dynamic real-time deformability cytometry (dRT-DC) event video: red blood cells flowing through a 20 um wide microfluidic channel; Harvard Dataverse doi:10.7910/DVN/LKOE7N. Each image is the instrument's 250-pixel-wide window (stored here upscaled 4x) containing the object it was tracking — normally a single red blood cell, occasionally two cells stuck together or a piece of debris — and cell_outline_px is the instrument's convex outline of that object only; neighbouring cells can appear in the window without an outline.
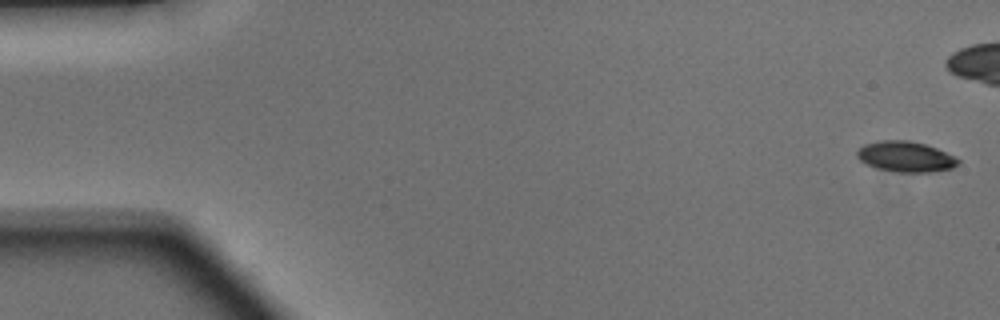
{"species": "Egyptian fruit bat (a non-hibernating species)", "species_latin": "Rousettus aegyptiacus", "temperature_condition": "warm", "stored_images_in_passage": 32, "camera_frame_rate_fps": 3000, "um_per_image_px": 0.085, "animal": {"sex": "male"}, "frame": {"image": 1, "passage_image": 1, "time_ms": 0.0, "image_size_px": [1000, 320], "cell_outline_px": [[960, 164], [952, 168], [928, 172], [900, 172], [876, 168], [864, 164], [856, 156], [856, 152], [864, 144], [880, 140], [908, 140], [924, 144], [936, 148], [960, 160]], "centroid_in_image_um": [76.94, 13.31], "position_along_channel_um": 8.1, "area_um2": 17.92}}
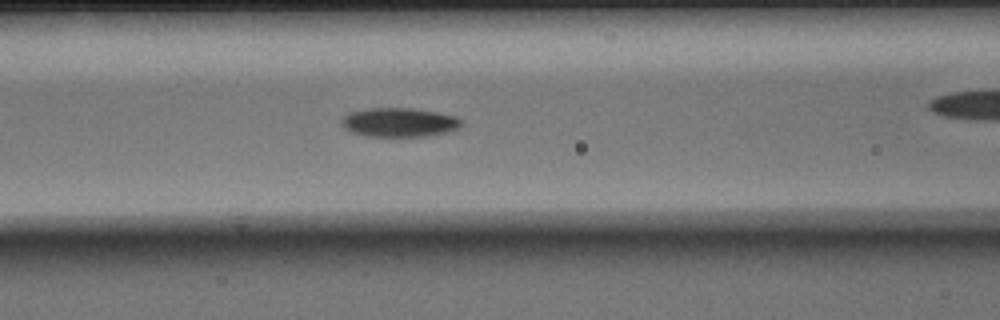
{"frame": {"image": 2, "passage_image": 20, "time_ms": 6.333, "image_size_px": [1000, 320], "cell_outline_px": [[460, 124], [456, 128], [448, 132], [424, 136], [368, 136], [352, 132], [344, 128], [344, 116], [352, 112], [368, 108], [408, 108], [436, 112], [456, 116], [460, 120]], "centroid_in_image_um": [33.94, 10.4], "position_along_channel_um": 132.7, "area_um2": 19.77}}
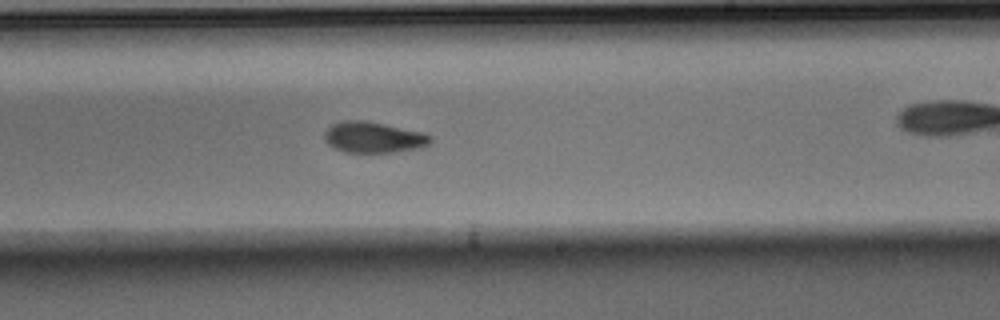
{"frame": {"image": 3, "passage_image": 29, "time_ms": 9.333, "image_size_px": [1000, 320], "cell_outline_px": [[432, 140], [428, 144], [416, 148], [392, 152], [344, 152], [332, 148], [324, 140], [324, 132], [332, 124], [344, 120], [364, 120], [424, 132], [432, 136]], "centroid_in_image_um": [31.71, 11.66], "position_along_channel_um": 257.3, "area_um2": 19.13}}